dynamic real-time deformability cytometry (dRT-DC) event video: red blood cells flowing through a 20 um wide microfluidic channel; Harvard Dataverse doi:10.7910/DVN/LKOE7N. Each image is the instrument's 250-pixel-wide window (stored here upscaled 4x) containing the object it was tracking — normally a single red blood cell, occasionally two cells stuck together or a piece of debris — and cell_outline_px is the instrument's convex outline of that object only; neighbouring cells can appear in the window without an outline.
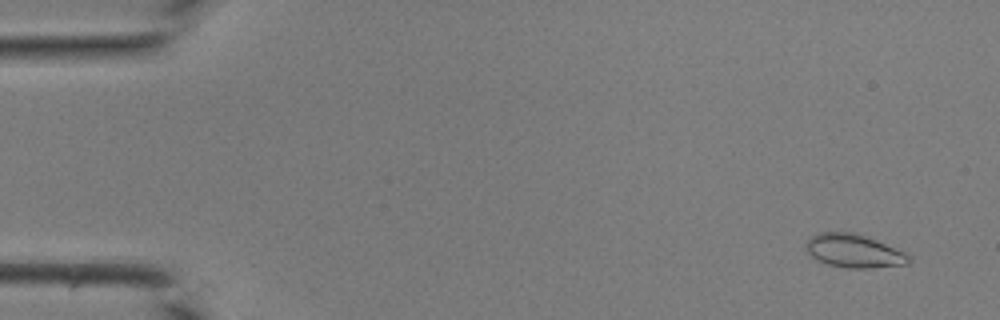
{"species": "common noctule bat (a hibernating species)", "species_latin": "Nyctalus noctula", "temperature_condition": "room temperature", "stored_images_in_passage": 42, "camera_frame_rate_fps": 3000, "um_per_image_px": 0.085, "animal": {"sex": "male", "body_mass_g": 19.0, "forearm_length_mm": 50.8}, "frame": {"image": 1, "passage_image": 2, "time_ms": 0.333, "image_size_px": [1000, 320], "cell_outline_px": [[912, 260], [908, 264], [872, 268], [848, 268], [828, 264], [812, 256], [804, 248], [808, 236], [820, 232], [856, 232], [904, 252]], "centroid_in_image_um": [72.55, 21.32], "position_along_channel_um": 12.5, "area_um2": 19.94}}
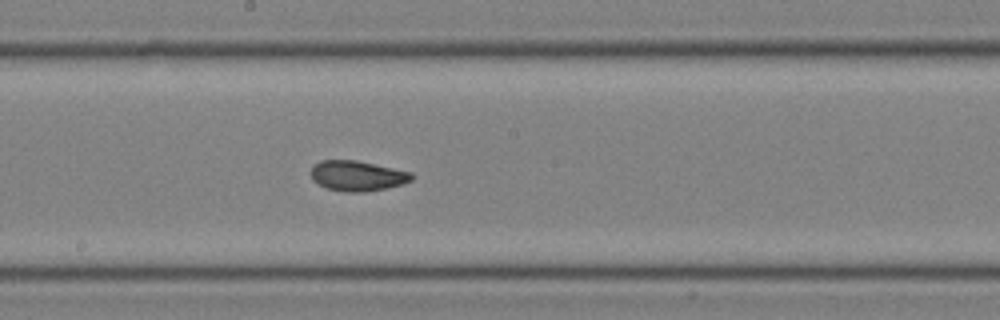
{"frame": {"image": 2, "passage_image": 23, "time_ms": 7.333, "image_size_px": [1000, 320], "cell_outline_px": [[412, 180], [404, 184], [364, 192], [348, 192], [328, 188], [312, 180], [312, 168], [320, 160], [356, 160], [412, 172]], "centroid_in_image_um": [30.4, 14.94], "position_along_channel_um": 217.8, "area_um2": 17.51}}
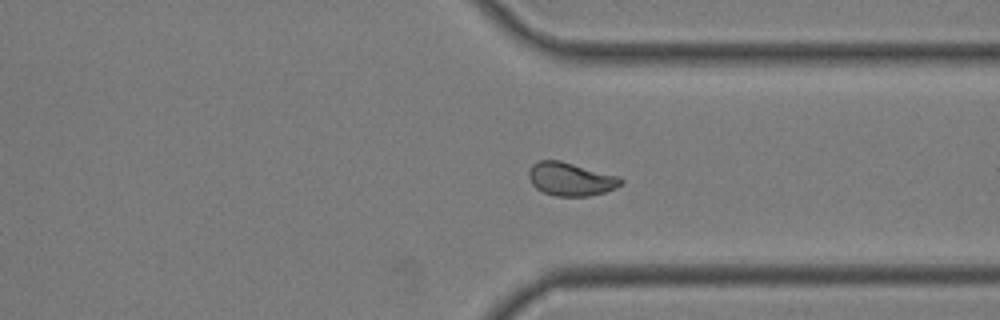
{"frame": {"image": 3, "passage_image": 32, "time_ms": 10.333, "image_size_px": [1000, 320], "cell_outline_px": [[624, 184], [616, 188], [604, 192], [588, 196], [556, 196], [544, 192], [536, 188], [532, 184], [528, 176], [528, 172], [532, 164], [540, 160], [560, 160], [620, 176], [624, 180]], "centroid_in_image_um": [48.54, 15.22], "position_along_channel_um": 362.9, "area_um2": 18.03}}